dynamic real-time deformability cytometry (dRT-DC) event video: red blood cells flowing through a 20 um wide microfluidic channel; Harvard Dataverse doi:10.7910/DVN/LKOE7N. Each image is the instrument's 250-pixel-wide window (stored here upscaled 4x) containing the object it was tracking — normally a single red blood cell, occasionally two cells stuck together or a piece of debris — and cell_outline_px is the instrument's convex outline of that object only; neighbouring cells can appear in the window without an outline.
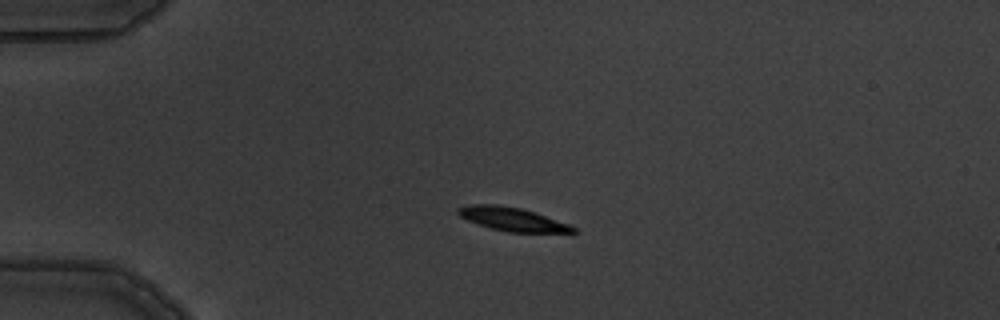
{"species": "common noctule bat (a hibernating species)", "species_latin": "Nyctalus noctula", "temperature_condition": "warm", "stored_images_in_passage": 5, "camera_frame_rate_fps": 3000, "um_per_image_px": 0.085, "animal": {"sex": "male", "body_mass_g": 19.5, "forearm_length_mm": 54.6}, "frame": {"image": 1, "passage_image": 4, "time_ms": 3.333, "image_size_px": [1000, 320], "cell_outline_px": [[580, 232], [508, 232], [488, 228], [476, 224], [460, 216], [456, 212], [456, 208], [468, 204], [500, 204], [520, 208], [536, 212], [568, 224], [576, 228]], "centroid_in_image_um": [43.5, 18.62], "position_along_channel_um": 41.5, "area_um2": 15.95}}